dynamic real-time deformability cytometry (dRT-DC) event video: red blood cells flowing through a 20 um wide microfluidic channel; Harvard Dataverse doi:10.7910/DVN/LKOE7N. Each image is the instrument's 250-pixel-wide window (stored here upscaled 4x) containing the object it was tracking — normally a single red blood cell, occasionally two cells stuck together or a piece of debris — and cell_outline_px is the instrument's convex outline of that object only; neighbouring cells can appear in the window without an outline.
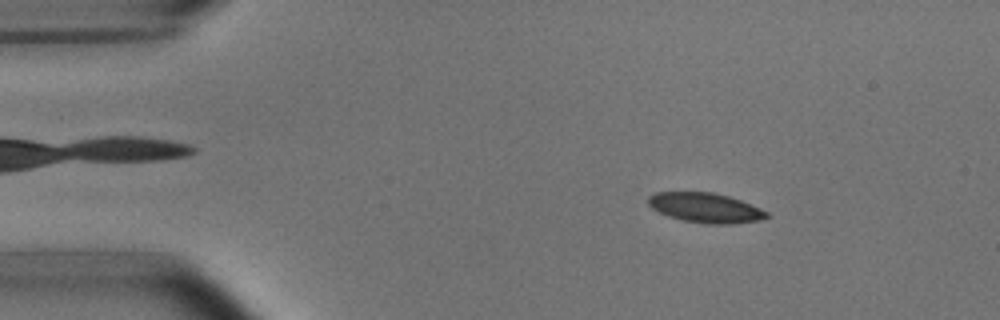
{"species": "common noctule bat (a hibernating species)", "species_latin": "Nyctalus noctula", "temperature_condition": "room temperature", "stored_images_in_passage": 3, "camera_frame_rate_fps": 3000, "um_per_image_px": 0.085, "animal": {"sex": "male", "body_mass_g": 15.6}, "frame": {"image": 1, "passage_image": 1, "time_ms": 0.0, "image_size_px": [1000, 320], "cell_outline_px": [[772, 216], [760, 220], [732, 224], [704, 224], [684, 220], [668, 216], [652, 208], [648, 204], [648, 196], [656, 192], [712, 192], [728, 196], [740, 200], [760, 208], [768, 212]], "centroid_in_image_um": [59.98, 17.66], "position_along_channel_um": 25.0, "area_um2": 20.58}}